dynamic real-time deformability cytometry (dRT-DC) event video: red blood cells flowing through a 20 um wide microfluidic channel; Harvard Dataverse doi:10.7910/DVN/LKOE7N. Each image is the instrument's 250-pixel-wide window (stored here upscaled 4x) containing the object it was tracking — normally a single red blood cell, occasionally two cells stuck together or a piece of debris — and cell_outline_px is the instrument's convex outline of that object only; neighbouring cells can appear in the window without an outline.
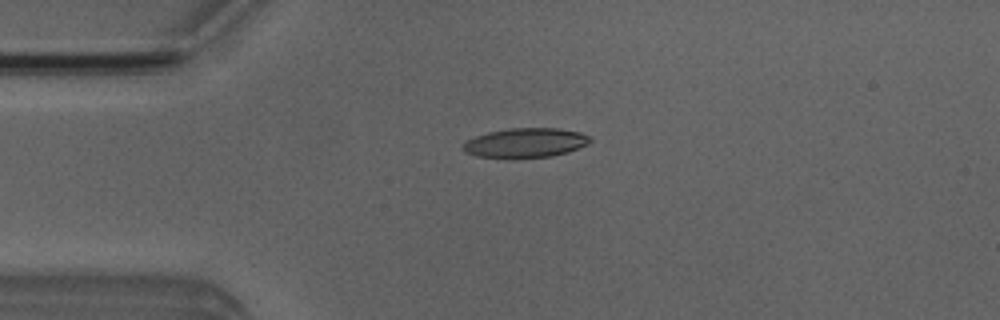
{"species": "Egyptian fruit bat (a non-hibernating species)", "species_latin": "Rousettus aegyptiacus", "temperature_condition": "room temperature", "stored_images_in_passage": 6, "camera_frame_rate_fps": 3000, "um_per_image_px": 0.085, "animal": {"sex": "male"}, "frame": {"image": 1, "passage_image": 3, "time_ms": 2.333, "image_size_px": [1000, 320], "cell_outline_px": [[592, 140], [568, 152], [552, 156], [476, 156], [464, 152], [460, 148], [468, 140], [476, 136], [488, 132], [508, 128], [556, 128], [580, 132], [592, 136]], "centroid_in_image_um": [44.66, 12.1], "position_along_channel_um": 40.3, "area_um2": 21.21}}